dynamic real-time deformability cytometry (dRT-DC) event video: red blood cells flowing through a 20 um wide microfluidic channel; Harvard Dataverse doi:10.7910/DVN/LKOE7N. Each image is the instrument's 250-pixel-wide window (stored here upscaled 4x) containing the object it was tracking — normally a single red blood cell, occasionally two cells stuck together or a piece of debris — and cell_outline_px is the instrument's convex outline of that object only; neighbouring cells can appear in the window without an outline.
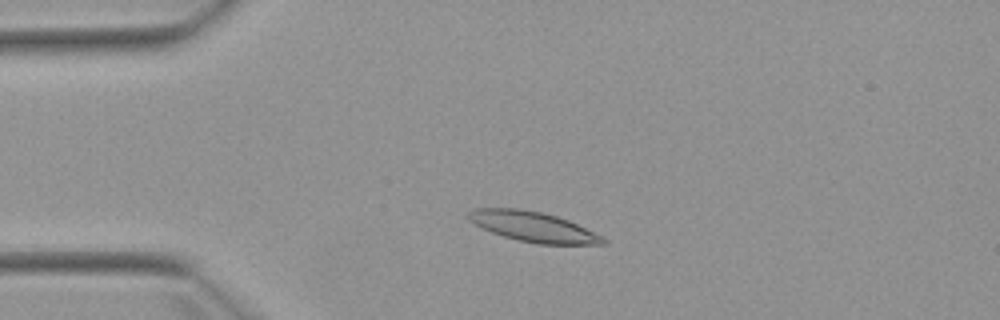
{"species": "Egyptian fruit bat (a non-hibernating species)", "species_latin": "Rousettus aegyptiacus", "temperature_condition": "warm", "stored_images_in_passage": 4, "camera_frame_rate_fps": 3000, "um_per_image_px": 0.085, "animal": {"sex": "female"}, "frame": {"image": 1, "passage_image": 3, "time_ms": 2.333, "image_size_px": [1000, 320], "cell_outline_px": [[608, 240], [604, 244], [536, 244], [504, 236], [492, 232], [468, 220], [468, 212], [472, 208], [516, 208], [540, 212], [556, 216], [568, 220]], "centroid_in_image_um": [45.28, 19.26], "position_along_channel_um": 39.7, "area_um2": 23.12}}